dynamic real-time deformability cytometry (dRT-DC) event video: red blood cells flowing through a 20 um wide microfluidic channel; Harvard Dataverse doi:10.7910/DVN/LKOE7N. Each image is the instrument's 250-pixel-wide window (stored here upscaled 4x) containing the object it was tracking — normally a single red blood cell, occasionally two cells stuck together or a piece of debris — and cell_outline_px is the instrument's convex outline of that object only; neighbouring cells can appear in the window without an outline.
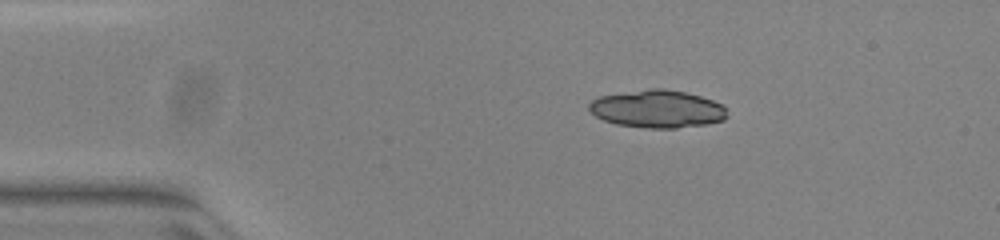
{"species": "common noctule bat (a hibernating species)", "species_latin": "Nyctalus noctula", "temperature_condition": "warm", "stored_images_in_passage": 43, "camera_frame_rate_fps": 3000, "um_per_image_px": 0.085, "animal": {"sex": "female", "body_mass_g": 23.0, "forearm_length_mm": 53.4}, "frame": {"image": 1, "passage_image": 1, "time_ms": 0.0, "image_size_px": [1000, 240], "cell_outline_px": [[728, 116], [724, 120], [708, 124], [676, 128], [648, 128], [616, 124], [604, 120], [596, 116], [588, 108], [588, 104], [592, 100], [600, 96], [648, 88], [664, 88], [684, 92], [700, 96], [724, 104]], "centroid_in_image_um": [55.9, 9.26], "position_along_channel_um": 29.1, "area_um2": 30.46}}